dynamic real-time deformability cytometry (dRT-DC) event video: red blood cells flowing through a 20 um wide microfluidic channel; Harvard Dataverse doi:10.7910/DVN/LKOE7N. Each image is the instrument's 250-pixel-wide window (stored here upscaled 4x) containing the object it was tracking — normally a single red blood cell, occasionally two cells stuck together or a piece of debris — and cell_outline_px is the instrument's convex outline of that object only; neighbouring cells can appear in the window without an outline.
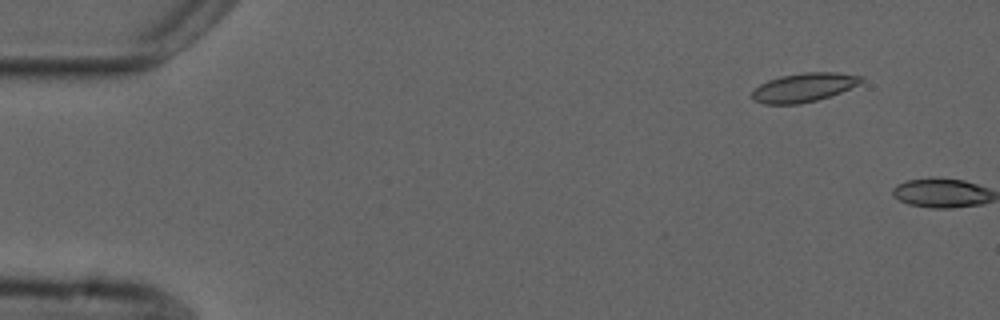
{"species": "common noctule bat (a hibernating species)", "species_latin": "Nyctalus noctula", "temperature_condition": "cold", "stored_images_in_passage": 2, "camera_frame_rate_fps": 3000, "um_per_image_px": 0.085, "animal": {"sex": "male", "forearm_length_mm": 52.5}, "frame": {"image": 1, "passage_image": 1, "time_ms": 0.0, "image_size_px": [1000, 320], "cell_outline_px": [[864, 80], [840, 92], [816, 100], [800, 104], [764, 104], [752, 100], [752, 92], [760, 84], [768, 80], [780, 76], [804, 72], [836, 72], [860, 76]], "centroid_in_image_um": [68.26, 7.43], "position_along_channel_um": 16.7, "area_um2": 18.09}}